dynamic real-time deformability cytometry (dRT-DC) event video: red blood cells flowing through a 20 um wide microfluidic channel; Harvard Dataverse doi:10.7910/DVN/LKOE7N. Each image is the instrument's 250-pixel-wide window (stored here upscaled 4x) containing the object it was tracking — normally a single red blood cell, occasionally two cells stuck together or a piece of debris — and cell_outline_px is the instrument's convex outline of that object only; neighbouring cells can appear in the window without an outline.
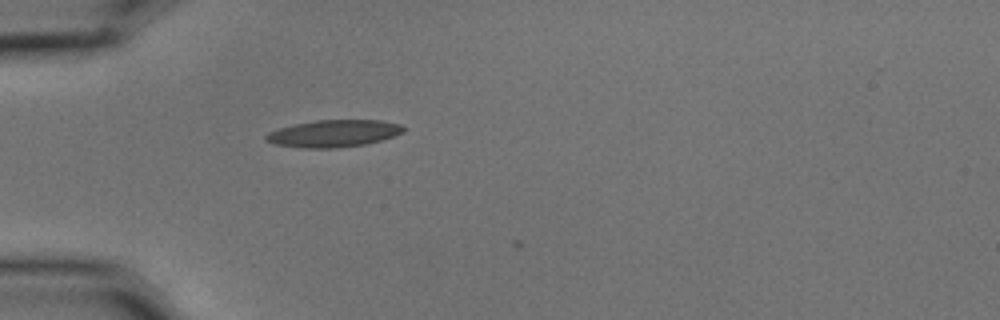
{"species": "common noctule bat (a hibernating species)", "species_latin": "Nyctalus noctula", "temperature_condition": "cold", "stored_images_in_passage": 5, "camera_frame_rate_fps": 3000, "um_per_image_px": 0.085, "animal": {"sex": "male", "body_mass_g": 15.6}, "frame": {"image": 1, "passage_image": 1, "time_ms": 0.0, "image_size_px": [1000, 320], "cell_outline_px": [[404, 132], [368, 144], [336, 148], [304, 148], [276, 144], [264, 140], [264, 136], [268, 132], [280, 128], [296, 124], [316, 120], [380, 120], [400, 124], [404, 128]], "centroid_in_image_um": [28.35, 11.35], "position_along_channel_um": 56.6, "area_um2": 21.62}}